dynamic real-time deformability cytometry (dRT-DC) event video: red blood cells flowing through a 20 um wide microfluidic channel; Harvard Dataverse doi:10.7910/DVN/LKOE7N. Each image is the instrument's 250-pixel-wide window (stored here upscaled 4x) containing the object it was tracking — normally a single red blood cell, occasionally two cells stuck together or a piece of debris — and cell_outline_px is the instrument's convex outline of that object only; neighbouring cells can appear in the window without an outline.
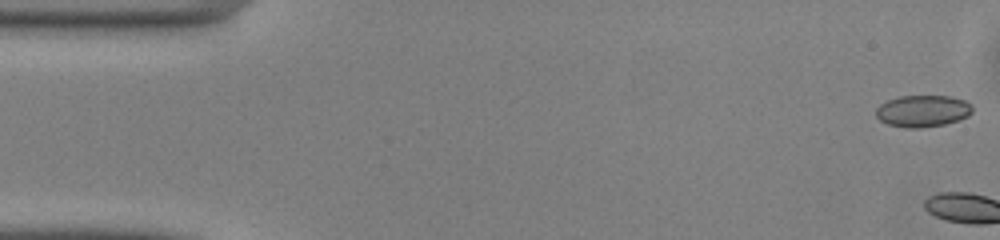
{"species": "common noctule bat (a hibernating species)", "species_latin": "Nyctalus noctula", "temperature_condition": "warm", "stored_images_in_passage": 3, "camera_frame_rate_fps": 3000, "um_per_image_px": 0.085, "animal": {"sex": "male", "body_mass_g": 13.0, "forearm_length_mm": 53.1}, "frame": {"image": 1, "passage_image": 1, "time_ms": 0.0, "image_size_px": [1000, 240], "cell_outline_px": [[972, 112], [968, 116], [944, 124], [920, 128], [908, 128], [888, 124], [880, 120], [876, 116], [876, 108], [880, 104], [888, 100], [900, 96], [952, 96], [964, 100], [972, 104]], "centroid_in_image_um": [78.43, 9.43], "position_along_channel_um": 6.6, "area_um2": 17.8}}